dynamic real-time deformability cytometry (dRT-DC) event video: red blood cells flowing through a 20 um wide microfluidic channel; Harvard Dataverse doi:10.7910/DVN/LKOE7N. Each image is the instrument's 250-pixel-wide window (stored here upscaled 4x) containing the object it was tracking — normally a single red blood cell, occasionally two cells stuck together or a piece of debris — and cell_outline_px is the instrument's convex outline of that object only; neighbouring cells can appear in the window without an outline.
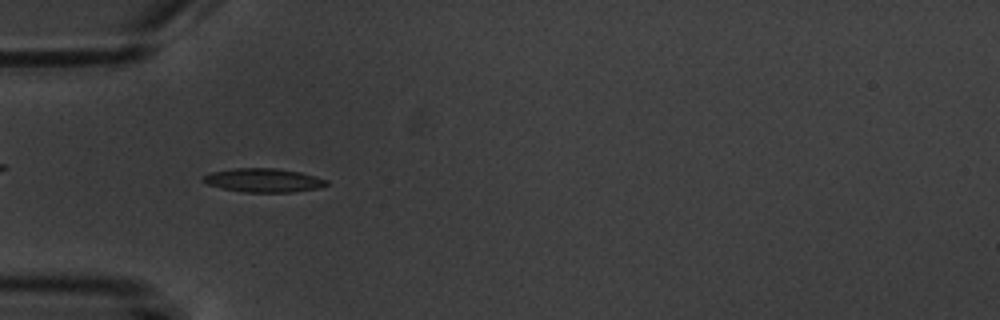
{"species": "common noctule bat (a hibernating species)", "species_latin": "Nyctalus noctula", "temperature_condition": "warm", "stored_images_in_passage": 3, "camera_frame_rate_fps": 3000, "um_per_image_px": 0.085, "animal": {"sex": "male", "body_mass_g": 20.1, "forearm_length_mm": 53.5}, "frame": {"image": 1, "passage_image": 2, "time_ms": 1.333, "image_size_px": [1000, 320], "cell_outline_px": [[328, 184], [316, 188], [292, 192], [244, 192], [224, 188], [208, 184], [200, 180], [204, 176], [212, 172], [232, 168], [276, 168], [300, 172], [316, 176], [328, 180]], "centroid_in_image_um": [22.4, 15.31], "position_along_channel_um": 62.6, "area_um2": 16.94}}
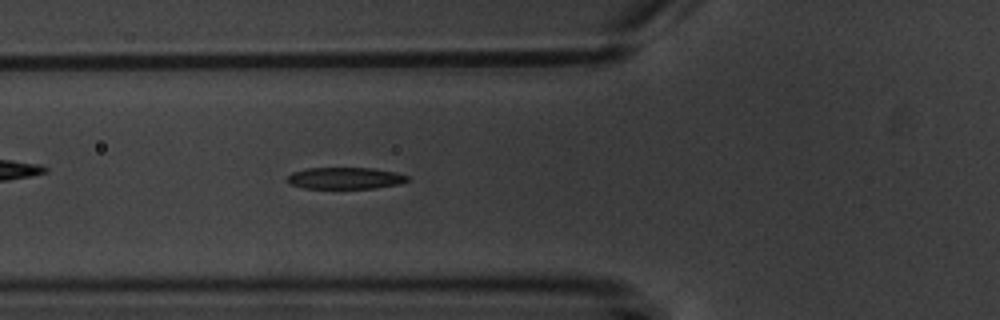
{"frame": {"image": 2, "passage_image": 3, "time_ms": 2.333, "image_size_px": [1000, 320], "cell_outline_px": [[408, 180], [400, 184], [376, 188], [304, 188], [288, 184], [288, 176], [292, 172], [308, 168], [372, 168], [396, 172], [408, 176]], "centroid_in_image_um": [29.34, 15.14], "position_along_channel_um": 96.5, "area_um2": 15.14}}